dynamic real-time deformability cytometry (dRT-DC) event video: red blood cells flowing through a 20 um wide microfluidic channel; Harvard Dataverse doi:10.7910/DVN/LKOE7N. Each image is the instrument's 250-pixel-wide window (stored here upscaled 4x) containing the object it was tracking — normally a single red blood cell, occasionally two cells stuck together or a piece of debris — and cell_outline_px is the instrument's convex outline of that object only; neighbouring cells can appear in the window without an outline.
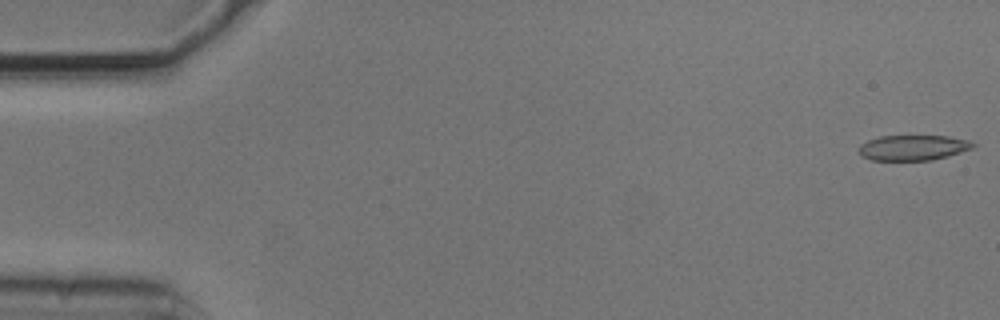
{"species": "common noctule bat (a hibernating species)", "species_latin": "Nyctalus noctula", "temperature_condition": "cold", "stored_images_in_passage": 15, "camera_frame_rate_fps": 3000, "um_per_image_px": 0.085, "animal": {"sex": "male", "body_mass_g": 20.5, "forearm_length_mm": 52.5}, "frame": {"image": 1, "passage_image": 1, "time_ms": 0.0, "image_size_px": [1000, 320], "cell_outline_px": [[976, 144], [972, 148], [948, 156], [932, 160], [872, 160], [860, 156], [860, 144], [868, 140], [880, 136], [948, 136], [968, 140]], "centroid_in_image_um": [77.6, 12.55], "position_along_channel_um": 7.4, "area_um2": 16.76}}